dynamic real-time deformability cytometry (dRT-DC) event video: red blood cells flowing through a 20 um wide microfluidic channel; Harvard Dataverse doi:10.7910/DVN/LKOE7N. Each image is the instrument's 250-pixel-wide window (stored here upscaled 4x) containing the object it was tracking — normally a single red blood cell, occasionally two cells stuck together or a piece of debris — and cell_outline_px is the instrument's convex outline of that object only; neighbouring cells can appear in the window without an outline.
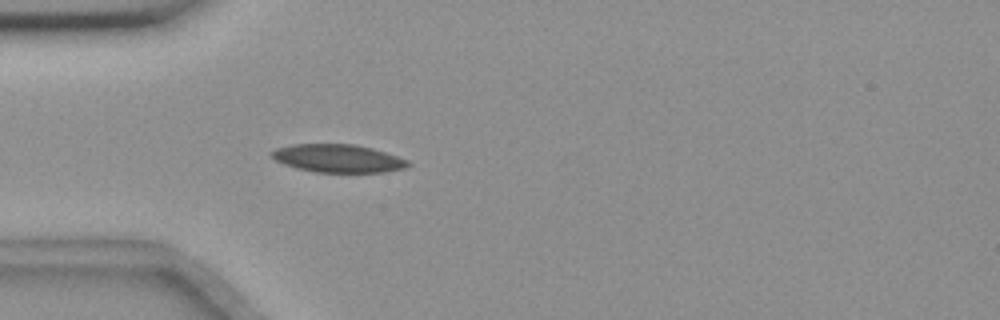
{"species": "common noctule bat (a hibernating species)", "species_latin": "Nyctalus noctula", "temperature_condition": "room temperature", "stored_images_in_passage": 40, "camera_frame_rate_fps": 3000, "um_per_image_px": 0.085, "animal": {"sex": "female", "body_mass_g": 18.4}, "frame": {"image": 1, "passage_image": 1, "time_ms": 0.0, "image_size_px": [1000, 320], "cell_outline_px": [[412, 164], [404, 168], [384, 172], [316, 172], [296, 168], [284, 164], [276, 160], [272, 156], [272, 152], [276, 148], [292, 144], [356, 144], [372, 148], [408, 160]], "centroid_in_image_um": [28.74, 13.46], "position_along_channel_um": 56.3, "area_um2": 22.14}}
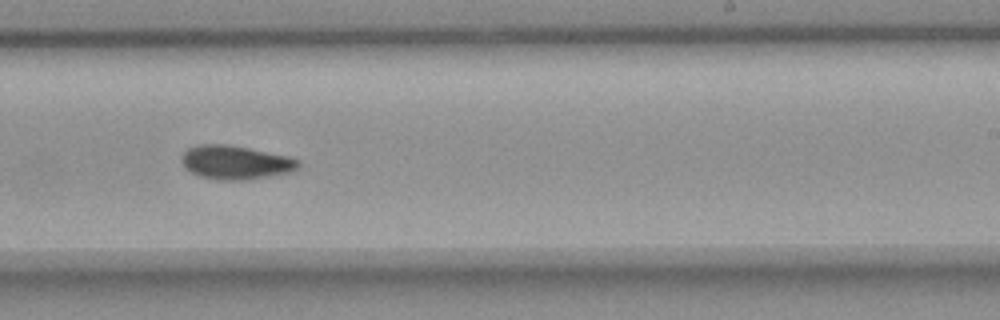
{"frame": {"image": 2, "passage_image": 19, "time_ms": 6.0, "image_size_px": [1000, 320], "cell_outline_px": [[300, 168], [288, 172], [248, 180], [220, 180], [200, 176], [184, 168], [180, 160], [180, 156], [188, 148], [196, 144], [228, 144], [288, 156], [300, 160]], "centroid_in_image_um": [19.99, 13.8], "position_along_channel_um": 269.0, "area_um2": 23.12}}
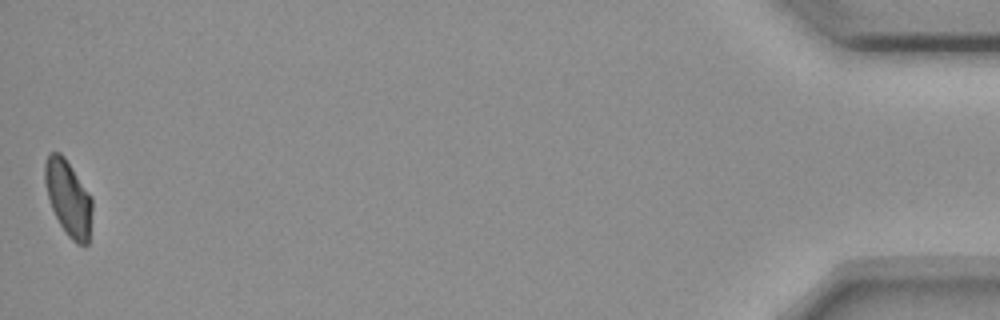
{"frame": {"image": 3, "passage_image": 40, "time_ms": 13.0, "image_size_px": [1000, 320], "cell_outline_px": [[92, 212], [88, 244], [84, 248], [76, 244], [68, 236], [60, 224], [52, 208], [48, 196], [44, 180], [44, 164], [48, 152], [60, 152], [64, 156], [92, 196]], "centroid_in_image_um": [5.82, 16.84], "position_along_channel_um": 429.4, "area_um2": 21.04}, "authors_computed_cell_mechanics": {"area_um2": 22.0796, "velocity_mm_per_s": 3.6437, "shape_relaxation_time_tau1_ms": 8.9822, "shape_relaxation_time_tau2_ms": null, "deformation_change_tau1": 0.1571, "deformation_change_tau2": null}}